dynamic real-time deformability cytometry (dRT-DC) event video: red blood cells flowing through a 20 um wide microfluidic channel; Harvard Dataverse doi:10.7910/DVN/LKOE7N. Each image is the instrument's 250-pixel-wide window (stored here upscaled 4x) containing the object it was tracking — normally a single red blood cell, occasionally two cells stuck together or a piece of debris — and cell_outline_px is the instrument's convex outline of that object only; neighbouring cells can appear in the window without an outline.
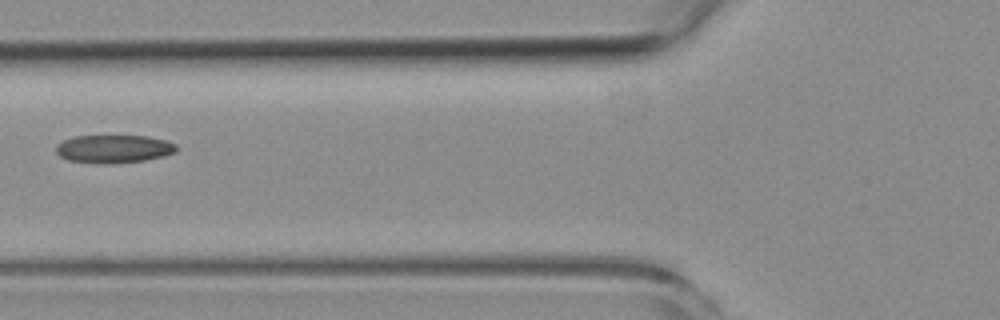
{"species": "common noctule bat (a hibernating species)", "species_latin": "Nyctalus noctula", "temperature_condition": "room temperature", "stored_images_in_passage": 6, "camera_frame_rate_fps": 3000, "um_per_image_px": 0.085, "animal": {"sex": "female", "body_mass_g": 19.3, "forearm_length_mm": 54.1}, "frame": {"image": 1, "passage_image": 6, "time_ms": 6.667, "image_size_px": [1000, 320], "cell_outline_px": [[176, 152], [164, 156], [144, 160], [112, 164], [96, 164], [68, 160], [60, 156], [56, 152], [56, 144], [72, 136], [148, 136], [164, 140], [176, 144]], "centroid_in_image_um": [9.64, 12.66], "position_along_channel_um": 116.2, "area_um2": 19.83}}